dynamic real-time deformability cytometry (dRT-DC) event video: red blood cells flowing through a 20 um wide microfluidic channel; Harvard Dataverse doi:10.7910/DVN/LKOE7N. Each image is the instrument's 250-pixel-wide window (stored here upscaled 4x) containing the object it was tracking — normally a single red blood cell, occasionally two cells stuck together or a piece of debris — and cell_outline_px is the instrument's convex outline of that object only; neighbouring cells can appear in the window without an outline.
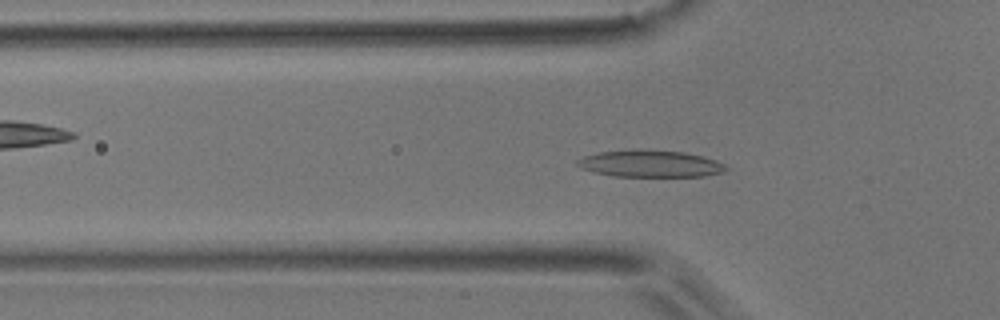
{"species": "common noctule bat (a hibernating species)", "species_latin": "Nyctalus noctula", "temperature_condition": "room temperature", "stored_images_in_passage": 49, "camera_frame_rate_fps": 3000, "um_per_image_px": 0.085, "animal": {"sex": "male", "body_mass_g": 17.9}, "frame": {"image": 1, "passage_image": 15, "time_ms": 4.667, "image_size_px": [1000, 320], "cell_outline_px": [[728, 168], [724, 172], [704, 176], [612, 176], [580, 168], [576, 164], [576, 160], [584, 156], [600, 152], [640, 148], [684, 152], [716, 160], [724, 164]], "centroid_in_image_um": [55.25, 13.9], "position_along_channel_um": 70.5, "area_um2": 23.41}}
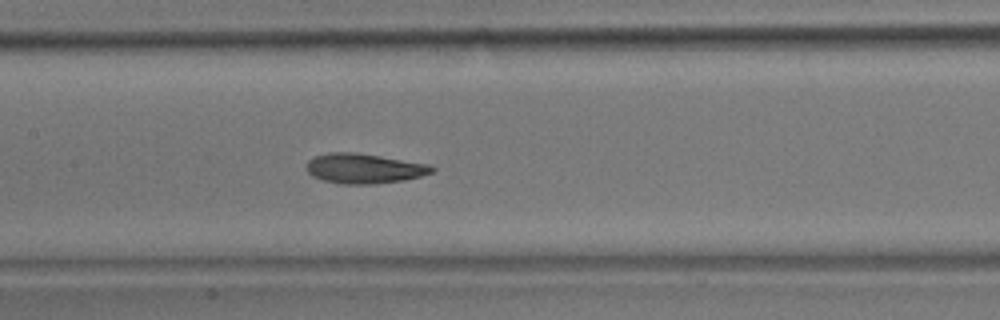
{"frame": {"image": 2, "passage_image": 23, "time_ms": 7.333, "image_size_px": [1000, 320], "cell_outline_px": [[436, 168], [432, 172], [420, 176], [404, 180], [372, 184], [340, 184], [320, 180], [312, 176], [304, 168], [308, 160], [316, 156], [328, 152], [356, 152], [428, 164]], "centroid_in_image_um": [30.89, 14.32], "position_along_channel_um": 176.5, "area_um2": 21.96}}
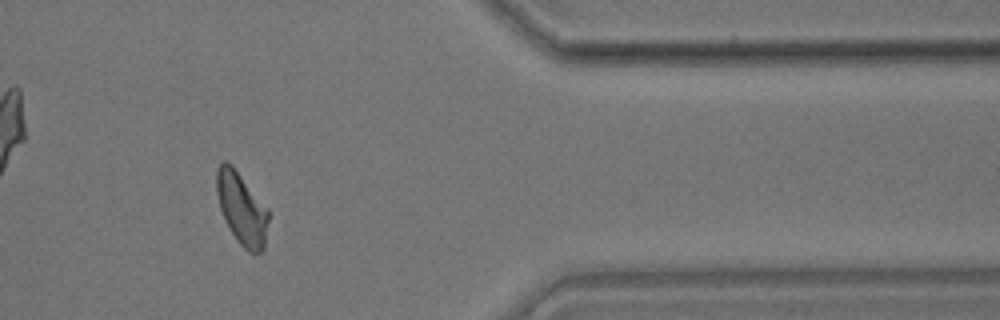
{"frame": {"image": 3, "passage_image": 41, "time_ms": 13.333, "image_size_px": [1000, 320], "cell_outline_px": [[268, 220], [264, 248], [260, 252], [252, 256], [240, 244], [224, 220], [220, 208], [216, 192], [216, 168], [224, 160], [228, 160], [232, 164], [268, 208]], "centroid_in_image_um": [20.53, 17.71], "position_along_channel_um": 390.9, "area_um2": 21.96}, "authors_computed_cell_mechanics": {"area_um2": 21.7906, "velocity_mm_per_s": 3.9463, "shape_relaxation_time_tau1_ms": 3.799, "shape_relaxation_time_tau2_ms": 1.9512, "deformation_change_tau1": 0.1467, "deformation_change_tau2": 0.0803}}